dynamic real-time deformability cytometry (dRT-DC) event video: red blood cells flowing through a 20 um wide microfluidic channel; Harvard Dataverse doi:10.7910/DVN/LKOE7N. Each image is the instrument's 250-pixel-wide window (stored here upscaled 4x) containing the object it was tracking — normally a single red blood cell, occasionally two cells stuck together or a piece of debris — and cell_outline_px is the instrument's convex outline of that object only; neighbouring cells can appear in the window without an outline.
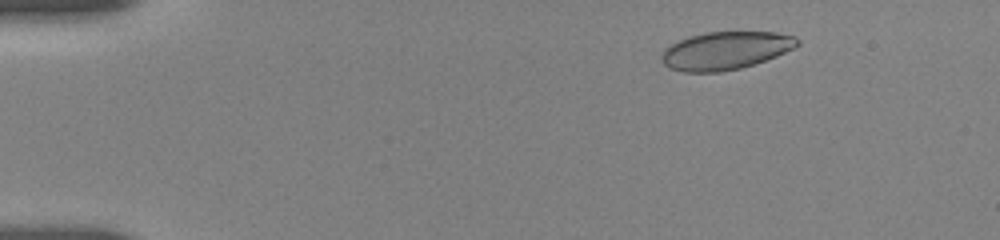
{"species": "human", "species_latin": "Homo sapiens", "temperature_condition": "room temperature", "stored_images_in_passage": 29, "camera_frame_rate_fps": 3000, "um_per_image_px": 0.085, "donor": {"sex": "female"}, "frame": {"image": 1, "passage_image": 4, "time_ms": 2.0, "image_size_px": [1000, 240], "cell_outline_px": [[800, 44], [776, 56], [740, 68], [720, 72], [684, 72], [672, 68], [664, 64], [660, 60], [660, 52], [664, 48], [688, 36], [704, 32], [776, 32], [796, 36], [800, 40]], "centroid_in_image_um": [61.64, 4.29], "position_along_channel_um": 23.4, "area_um2": 30.0}}
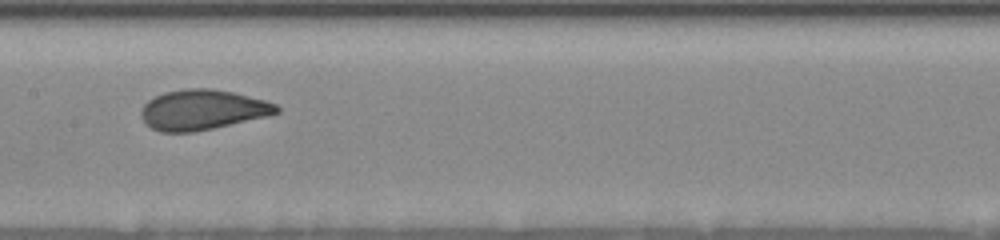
{"frame": {"image": 2, "passage_image": 15, "time_ms": 9.0, "image_size_px": [1000, 240], "cell_outline_px": [[280, 112], [268, 116], [212, 128], [192, 132], [160, 132], [152, 128], [140, 116], [140, 108], [148, 100], [164, 92], [184, 88], [212, 88], [232, 92], [264, 100], [276, 104], [280, 108]], "centroid_in_image_um": [17.19, 9.32], "position_along_channel_um": 190.2, "area_um2": 31.62}}
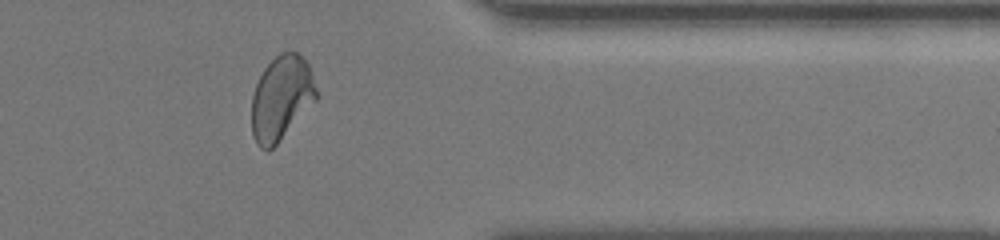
{"frame": {"image": 3, "passage_image": 23, "time_ms": 14.667, "image_size_px": [1000, 240], "cell_outline_px": [[316, 100], [276, 144], [268, 152], [260, 148], [256, 144], [252, 132], [252, 96], [256, 84], [264, 68], [280, 52], [296, 52], [308, 64], [316, 88]], "centroid_in_image_um": [23.88, 8.35], "position_along_channel_um": 387.5, "area_um2": 31.33}, "authors_computed_cell_mechanics": {"area_um2": 31.3854, "velocity_mm_per_s": 3.6763, "shape_relaxation_time_tau1_ms": 4.527, "shape_relaxation_time_tau2_ms": 0.7919, "deformation_change_tau1": 0.1464, "deformation_change_tau2": 0.0615}}